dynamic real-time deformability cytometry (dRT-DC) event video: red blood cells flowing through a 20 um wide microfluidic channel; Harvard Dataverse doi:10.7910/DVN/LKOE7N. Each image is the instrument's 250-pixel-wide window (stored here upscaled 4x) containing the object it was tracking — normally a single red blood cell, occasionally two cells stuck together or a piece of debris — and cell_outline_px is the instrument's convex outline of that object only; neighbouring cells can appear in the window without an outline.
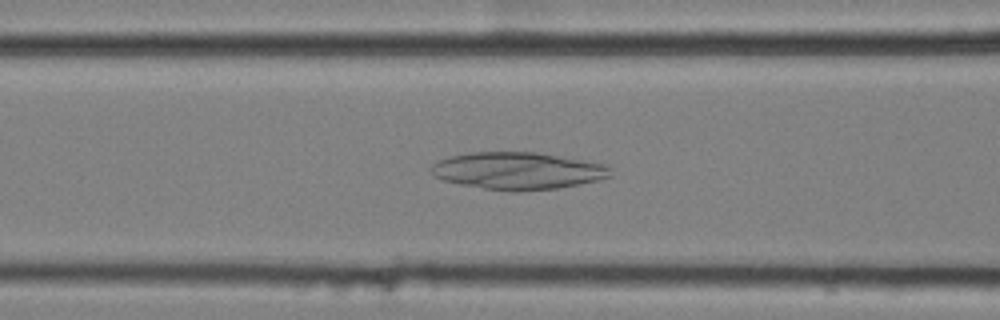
{"species": "common noctule bat (a hibernating species)", "species_latin": "Nyctalus noctula", "temperature_condition": "cold", "stored_images_in_passage": 55, "camera_frame_rate_fps": 3000, "um_per_image_px": 0.085, "animal": {"sex": "female", "body_mass_g": 25.1}, "frame": {"image": 1, "passage_image": 22, "time_ms": 7.0, "image_size_px": [1000, 320], "cell_outline_px": [[612, 176], [596, 180], [556, 188], [516, 192], [484, 188], [460, 184], [444, 180], [436, 176], [428, 168], [436, 160], [452, 156], [472, 152], [536, 152], [608, 164]], "centroid_in_image_um": [44.0, 14.51], "position_along_channel_um": 122.6, "area_um2": 38.73}}
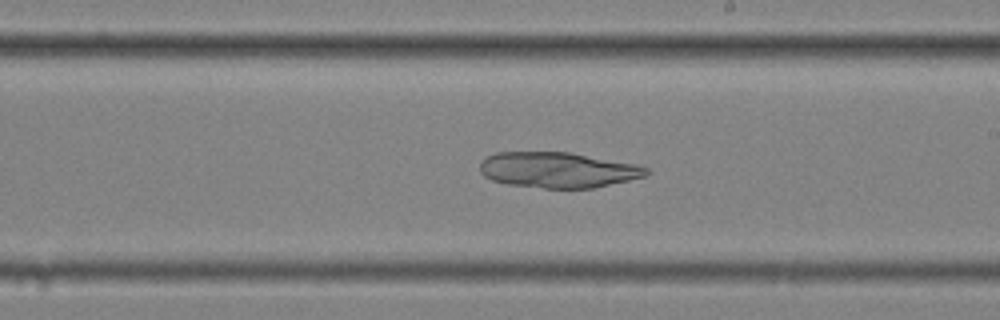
{"frame": {"image": 2, "passage_image": 32, "time_ms": 10.333, "image_size_px": [1000, 320], "cell_outline_px": [[648, 176], [592, 188], [544, 188], [508, 184], [492, 180], [484, 176], [480, 172], [480, 164], [484, 156], [496, 152], [568, 152], [636, 164], [648, 168]], "centroid_in_image_um": [47.39, 14.44], "position_along_channel_um": 241.6, "area_um2": 34.51}}
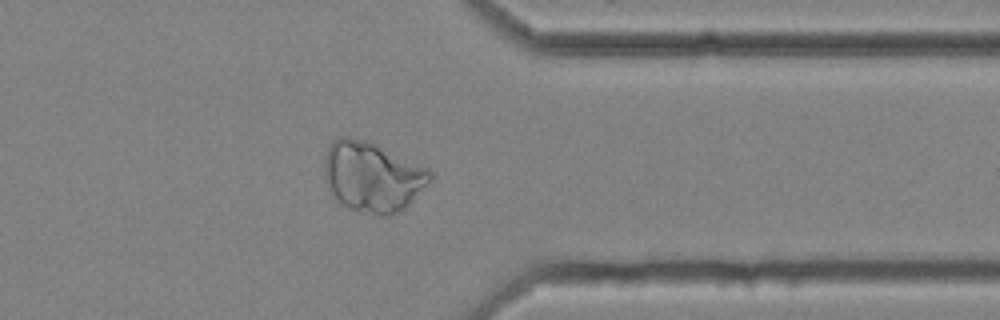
{"frame": {"image": 3, "passage_image": 44, "time_ms": 14.333, "image_size_px": [1000, 320], "cell_outline_px": [[432, 180], [404, 208], [388, 216], [376, 216], [356, 212], [348, 208], [328, 188], [324, 180], [324, 156], [328, 144], [332, 140], [340, 136], [348, 136], [368, 140], [428, 168], [432, 172]], "centroid_in_image_um": [31.63, 15.0], "position_along_channel_um": 379.8, "area_um2": 43.58}}